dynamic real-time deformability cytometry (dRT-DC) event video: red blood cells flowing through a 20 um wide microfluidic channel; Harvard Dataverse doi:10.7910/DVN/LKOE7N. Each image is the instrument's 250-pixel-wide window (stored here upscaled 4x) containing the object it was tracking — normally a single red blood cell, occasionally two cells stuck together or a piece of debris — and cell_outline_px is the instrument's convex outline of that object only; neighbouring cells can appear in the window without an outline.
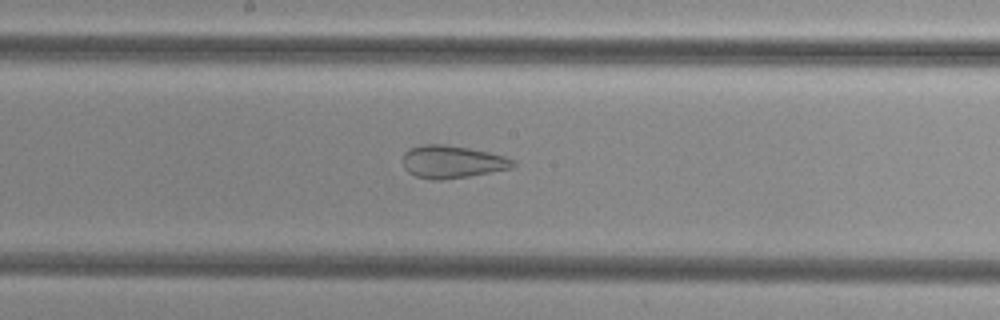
{"species": "common noctule bat (a hibernating species)", "species_latin": "Nyctalus noctula", "temperature_condition": "cold", "stored_images_in_passage": 45, "camera_frame_rate_fps": 3000, "um_per_image_px": 0.085, "animal": {"sex": "female", "body_mass_g": 29.2, "forearm_length_mm": 56.3}, "frame": {"image": 1, "passage_image": 27, "time_ms": 8.667, "image_size_px": [1000, 320], "cell_outline_px": [[516, 164], [512, 168], [468, 176], [440, 180], [432, 180], [416, 176], [408, 172], [404, 168], [404, 152], [408, 148], [420, 144], [444, 144], [468, 148], [488, 152], [504, 156], [516, 160]], "centroid_in_image_um": [38.42, 13.74], "position_along_channel_um": 209.8, "area_um2": 20.98}}
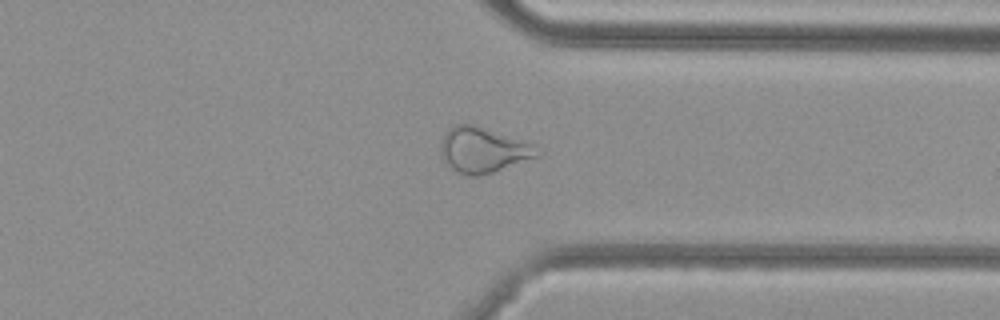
{"frame": {"image": 2, "passage_image": 39, "time_ms": 12.667, "image_size_px": [1000, 320], "cell_outline_px": [[544, 152], [540, 156], [480, 176], [468, 176], [456, 172], [444, 160], [440, 152], [440, 144], [448, 128], [452, 124], [472, 124], [536, 144]], "centroid_in_image_um": [41.1, 12.75], "position_along_channel_um": 370.3, "area_um2": 25.72}}
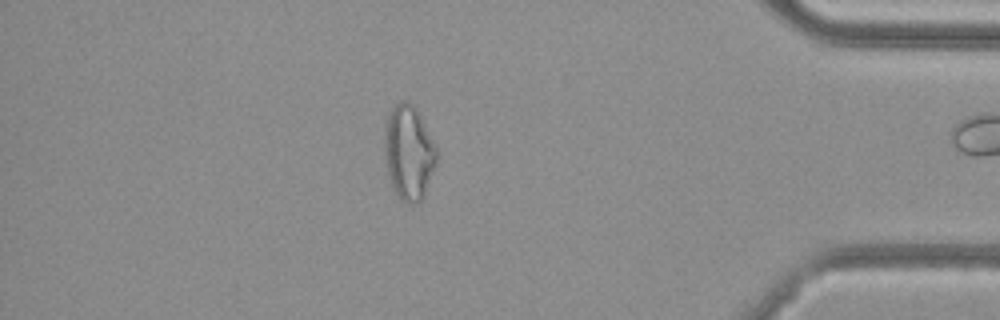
{"frame": {"image": 3, "passage_image": 44, "time_ms": 14.333, "image_size_px": [1000, 320], "cell_outline_px": [[440, 152], [436, 164], [424, 196], [416, 204], [408, 204], [400, 200], [392, 188], [388, 176], [384, 160], [384, 128], [388, 112], [400, 100], [404, 100], [412, 104], [416, 108], [436, 144]], "centroid_in_image_um": [34.74, 12.97], "position_along_channel_um": 400.5, "area_um2": 29.54}}